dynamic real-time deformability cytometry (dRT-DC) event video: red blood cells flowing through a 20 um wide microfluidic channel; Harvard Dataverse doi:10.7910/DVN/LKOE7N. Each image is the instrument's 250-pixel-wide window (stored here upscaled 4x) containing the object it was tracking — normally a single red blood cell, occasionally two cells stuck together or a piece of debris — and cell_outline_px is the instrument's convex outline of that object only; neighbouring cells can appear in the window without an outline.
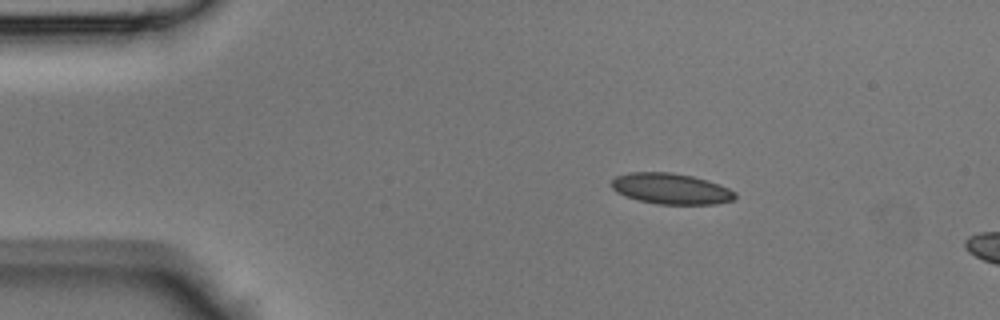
{"species": "Egyptian fruit bat (a non-hibernating species)", "species_latin": "Rousettus aegyptiacus", "temperature_condition": "room temperature", "stored_images_in_passage": 11, "camera_frame_rate_fps": 3000, "um_per_image_px": 0.085, "animal": {"sex": "male"}, "frame": {"image": 1, "passage_image": 7, "time_ms": 2.0, "image_size_px": [1000, 320], "cell_outline_px": [[736, 196], [732, 200], [716, 204], [656, 204], [624, 196], [616, 192], [612, 188], [612, 180], [616, 176], [628, 172], [672, 172], [692, 176], [708, 180], [720, 184], [736, 192]], "centroid_in_image_um": [57.03, 16.03], "position_along_channel_um": 28.0, "area_um2": 22.31}}